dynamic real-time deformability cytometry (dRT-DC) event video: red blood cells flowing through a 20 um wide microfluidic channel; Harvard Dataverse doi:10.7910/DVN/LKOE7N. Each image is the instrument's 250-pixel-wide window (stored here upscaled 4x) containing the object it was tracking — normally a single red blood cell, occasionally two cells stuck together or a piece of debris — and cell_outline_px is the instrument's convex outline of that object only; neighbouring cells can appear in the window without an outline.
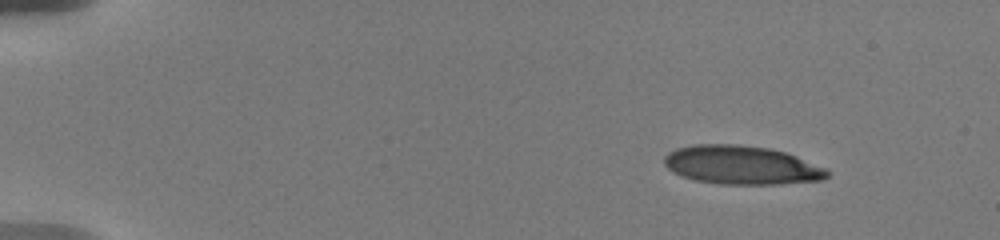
{"species": "human", "species_latin": "Homo sapiens", "temperature_condition": "warm", "stored_images_in_passage": 22, "camera_frame_rate_fps": 3000, "um_per_image_px": 0.085, "donor": {"sex": "male"}, "frame": {"image": 1, "passage_image": 1, "time_ms": 0.0, "image_size_px": [1000, 240], "cell_outline_px": [[828, 176], [824, 180], [780, 184], [720, 184], [696, 180], [684, 176], [668, 168], [664, 164], [664, 156], [668, 152], [676, 148], [692, 144], [732, 144], [768, 148], [784, 152], [796, 156], [828, 168]], "centroid_in_image_um": [63.05, 14.03], "position_along_channel_um": 21.9, "area_um2": 36.7}}
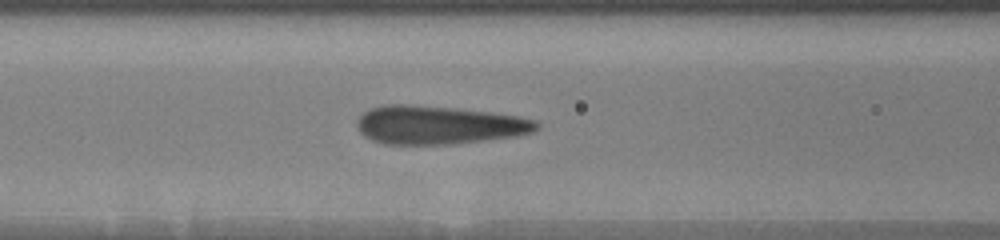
{"frame": {"image": 2, "passage_image": 15, "time_ms": 6.0, "image_size_px": [1000, 240], "cell_outline_px": [[540, 128], [532, 132], [516, 136], [452, 144], [384, 144], [372, 140], [360, 132], [356, 124], [360, 116], [364, 112], [372, 108], [384, 104], [412, 104], [460, 108], [492, 112], [520, 116], [536, 120], [540, 124]], "centroid_in_image_um": [37.32, 10.61], "position_along_channel_um": 129.3, "area_um2": 40.52}}
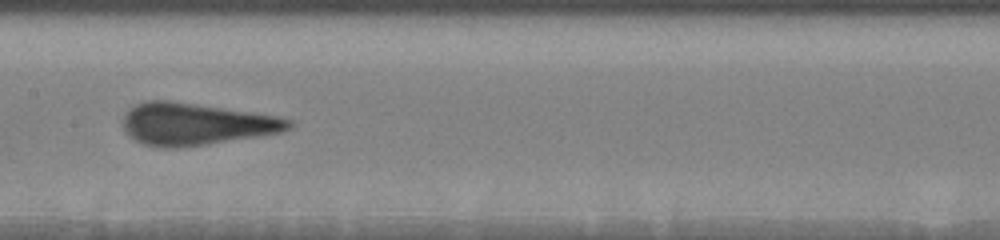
{"frame": {"image": 3, "passage_image": 21, "time_ms": 7.667, "image_size_px": [1000, 240], "cell_outline_px": [[292, 128], [280, 132], [260, 136], [180, 148], [164, 148], [144, 144], [128, 136], [124, 132], [124, 112], [136, 104], [144, 100], [172, 100], [276, 116], [292, 120]], "centroid_in_image_um": [16.6, 10.54], "position_along_channel_um": 190.8, "area_um2": 40.69}}